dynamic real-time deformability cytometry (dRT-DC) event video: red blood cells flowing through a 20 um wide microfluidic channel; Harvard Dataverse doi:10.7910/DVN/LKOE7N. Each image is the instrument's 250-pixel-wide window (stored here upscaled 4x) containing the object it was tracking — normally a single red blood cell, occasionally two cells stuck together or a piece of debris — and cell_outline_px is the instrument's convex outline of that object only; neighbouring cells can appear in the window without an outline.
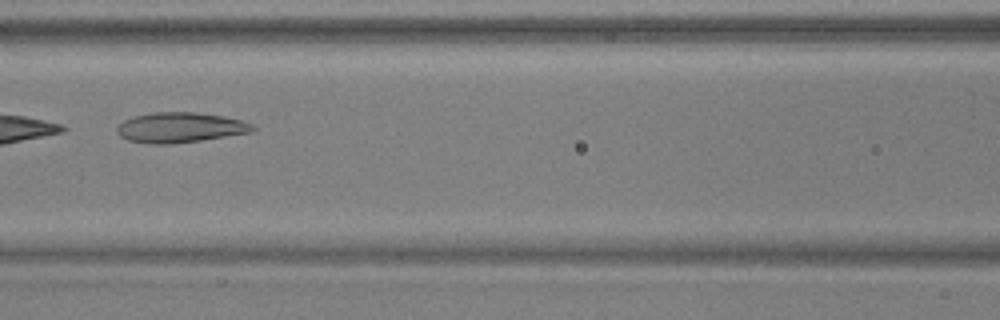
{"species": "common noctule bat (a hibernating species)", "species_latin": "Nyctalus noctula", "temperature_condition": "warm", "stored_images_in_passage": 7, "camera_frame_rate_fps": 3000, "um_per_image_px": 0.085, "animal": {"sex": "male", "body_mass_g": 17.9, "forearm_length_mm": 54.2}, "frame": {"image": 1, "passage_image": 7, "time_ms": 2.0, "image_size_px": [1000, 320], "cell_outline_px": [[256, 128], [252, 132], [200, 140], [168, 144], [148, 144], [128, 140], [120, 136], [116, 132], [116, 128], [124, 120], [132, 116], [156, 112], [196, 112], [224, 116], [240, 120], [252, 124]], "centroid_in_image_um": [15.28, 10.83], "position_along_channel_um": 151.3, "area_um2": 23.81}}